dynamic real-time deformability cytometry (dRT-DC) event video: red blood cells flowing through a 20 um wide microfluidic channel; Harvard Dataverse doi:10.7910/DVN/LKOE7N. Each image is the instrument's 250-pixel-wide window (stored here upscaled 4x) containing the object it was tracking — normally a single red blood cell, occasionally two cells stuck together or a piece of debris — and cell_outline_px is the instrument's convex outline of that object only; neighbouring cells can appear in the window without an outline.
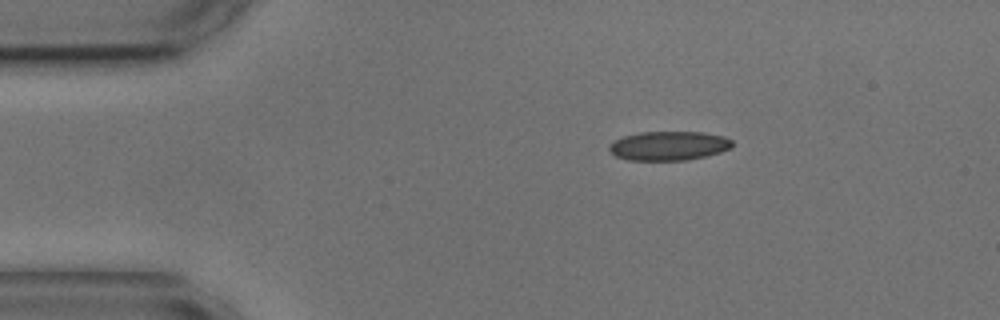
{"species": "common noctule bat (a hibernating species)", "species_latin": "Nyctalus noctula", "temperature_condition": "cold", "stored_images_in_passage": 3, "camera_frame_rate_fps": 3000, "um_per_image_px": 0.085, "animal": {"sex": "male", "body_mass_g": 17.9, "forearm_length_mm": 54.2}, "frame": {"image": 1, "passage_image": 1, "time_ms": 0.0, "image_size_px": [1000, 320], "cell_outline_px": [[732, 148], [720, 152], [688, 160], [628, 160], [616, 156], [608, 148], [608, 144], [624, 136], [640, 132], [704, 132], [724, 136], [732, 140]], "centroid_in_image_um": [56.86, 12.39], "position_along_channel_um": 28.1, "area_um2": 20.87}}